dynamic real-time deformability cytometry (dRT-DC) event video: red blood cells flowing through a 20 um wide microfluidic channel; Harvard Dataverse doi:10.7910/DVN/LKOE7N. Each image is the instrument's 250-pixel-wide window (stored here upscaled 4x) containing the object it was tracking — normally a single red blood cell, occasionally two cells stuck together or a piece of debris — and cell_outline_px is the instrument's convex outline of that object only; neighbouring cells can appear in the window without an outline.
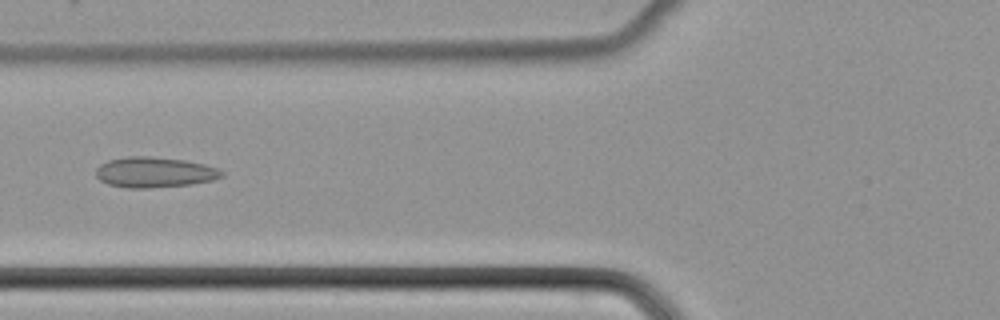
{"species": "common noctule bat (a hibernating species)", "species_latin": "Nyctalus noctula", "temperature_condition": "cold", "stored_images_in_passage": 40, "camera_frame_rate_fps": 3000, "um_per_image_px": 0.085, "animal": {"sex": "female", "body_mass_g": 22.7, "forearm_length_mm": 54.2}, "frame": {"image": 1, "passage_image": 10, "time_ms": 3.0, "image_size_px": [1000, 320], "cell_outline_px": [[224, 176], [212, 180], [192, 184], [148, 188], [128, 188], [108, 184], [100, 180], [96, 176], [96, 168], [100, 164], [108, 160], [128, 156], [152, 156], [184, 160], [204, 164], [216, 168], [224, 172]], "centroid_in_image_um": [13.12, 14.64], "position_along_channel_um": 112.7, "area_um2": 22.37}}
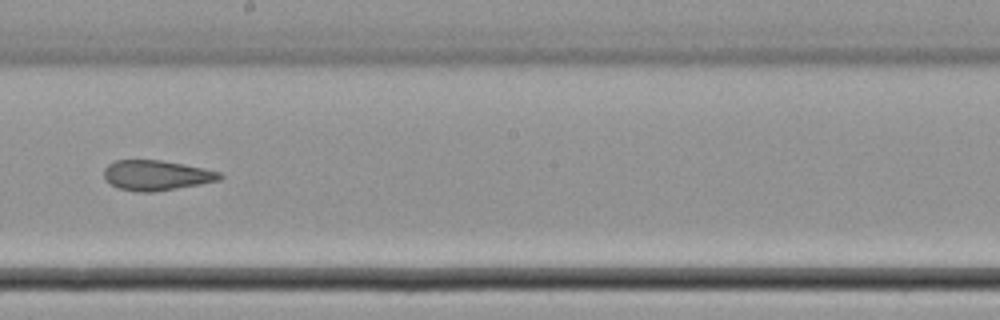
{"frame": {"image": 2, "passage_image": 19, "time_ms": 6.0, "image_size_px": [1000, 320], "cell_outline_px": [[224, 176], [220, 180], [200, 184], [152, 192], [140, 192], [120, 188], [112, 184], [104, 176], [104, 168], [108, 164], [116, 160], [160, 160], [184, 164], [204, 168], [220, 172]], "centroid_in_image_um": [13.32, 14.89], "position_along_channel_um": 234.9, "area_um2": 20.11}}
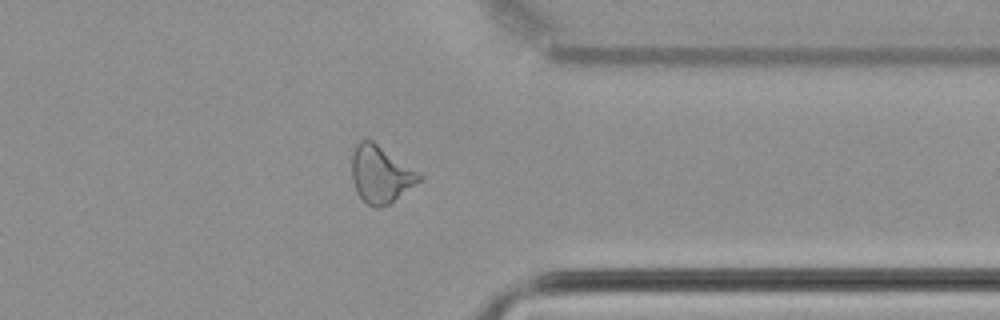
{"frame": {"image": 3, "passage_image": 30, "time_ms": 9.667, "image_size_px": [1000, 320], "cell_outline_px": [[424, 176], [420, 180], [388, 204], [380, 208], [376, 208], [368, 204], [356, 192], [352, 180], [352, 152], [356, 144], [360, 140], [372, 140]], "centroid_in_image_um": [32.31, 14.8], "position_along_channel_um": 379.1, "area_um2": 22.02}}